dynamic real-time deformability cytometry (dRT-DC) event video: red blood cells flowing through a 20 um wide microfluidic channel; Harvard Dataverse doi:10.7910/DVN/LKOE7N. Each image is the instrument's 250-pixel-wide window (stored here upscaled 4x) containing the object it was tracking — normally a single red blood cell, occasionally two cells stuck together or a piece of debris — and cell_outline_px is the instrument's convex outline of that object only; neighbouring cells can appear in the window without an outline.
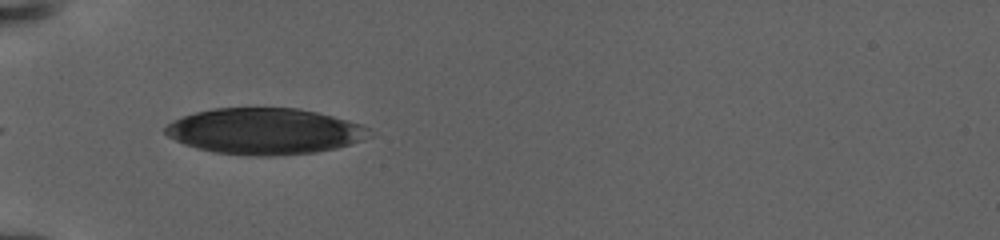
{"species": "human", "species_latin": "Homo sapiens", "temperature_condition": "warm", "stored_images_in_passage": 2, "camera_frame_rate_fps": 3000, "um_per_image_px": 0.085, "donor": {"sex": "female"}, "frame": {"image": 1, "passage_image": 1, "time_ms": 0.0, "image_size_px": [1000, 240], "cell_outline_px": [[372, 136], [364, 140], [336, 148], [316, 152], [276, 156], [248, 156], [216, 152], [196, 148], [184, 144], [168, 136], [164, 132], [164, 128], [172, 120], [196, 112], [212, 108], [300, 108], [332, 116], [360, 124], [368, 128]], "centroid_in_image_um": [22.49, 11.16], "position_along_channel_um": 62.5, "area_um2": 54.91}}